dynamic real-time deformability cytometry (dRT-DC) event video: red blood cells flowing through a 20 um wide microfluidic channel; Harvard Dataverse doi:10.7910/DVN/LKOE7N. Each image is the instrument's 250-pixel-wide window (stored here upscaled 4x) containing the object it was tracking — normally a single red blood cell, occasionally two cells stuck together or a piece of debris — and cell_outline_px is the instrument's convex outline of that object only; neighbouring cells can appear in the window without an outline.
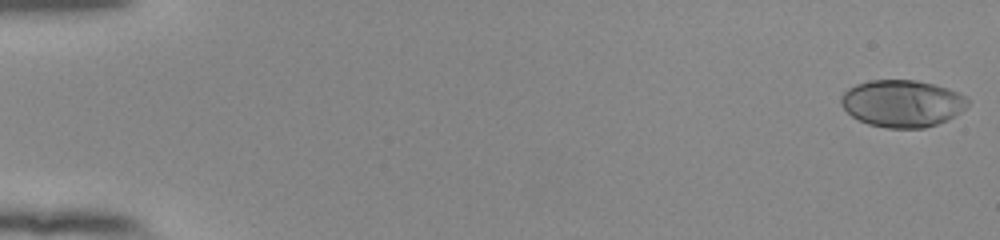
{"species": "human", "species_latin": "Homo sapiens", "temperature_condition": "room temperature", "stored_images_in_passage": 54, "camera_frame_rate_fps": 3000, "um_per_image_px": 0.085, "donor": {"sex": "female"}, "frame": {"image": 1, "passage_image": 1, "time_ms": 0.0, "image_size_px": [1000, 240], "cell_outline_px": [[968, 104], [960, 112], [948, 120], [924, 128], [888, 128], [868, 124], [852, 116], [840, 104], [840, 96], [848, 88], [856, 84], [872, 80], [916, 80], [948, 88], [968, 96]], "centroid_in_image_um": [76.69, 8.79], "position_along_channel_um": 8.3, "area_um2": 34.8}}
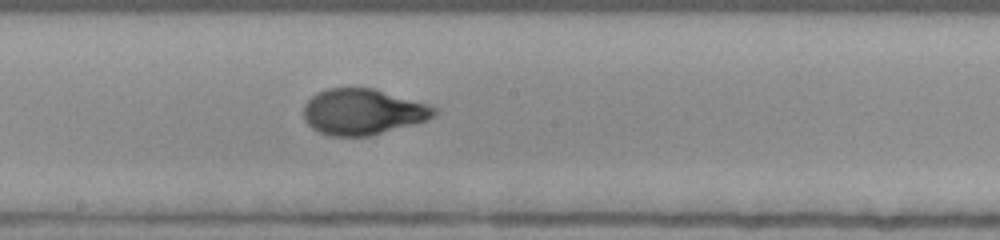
{"frame": {"image": 2, "passage_image": 31, "time_ms": 10.0, "image_size_px": [1000, 240], "cell_outline_px": [[440, 112], [436, 116], [428, 120], [368, 136], [328, 136], [312, 128], [304, 120], [304, 104], [316, 92], [328, 88], [372, 88], [428, 104], [436, 108]], "centroid_in_image_um": [30.84, 9.5], "position_along_channel_um": 217.4, "area_um2": 34.91}}
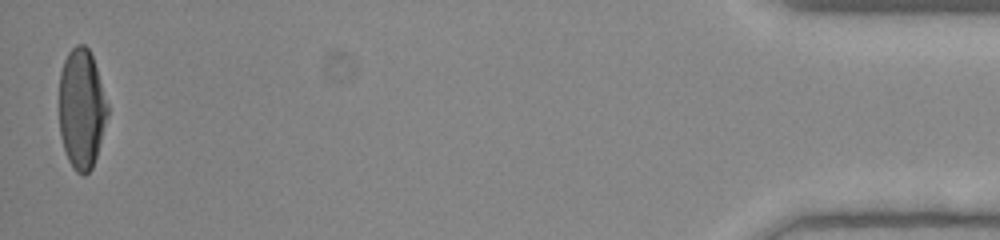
{"frame": {"image": 3, "passage_image": 54, "time_ms": 17.667, "image_size_px": [1000, 240], "cell_outline_px": [[108, 116], [96, 156], [92, 168], [84, 176], [76, 172], [72, 168], [68, 160], [60, 136], [60, 72], [64, 60], [68, 52], [76, 44], [84, 44], [88, 48], [92, 56], [108, 104]], "centroid_in_image_um": [6.93, 9.26], "position_along_channel_um": 428.3, "area_um2": 33.76}, "authors_computed_cell_mechanics": {"area_um2": 34.3621, "velocity_mm_per_s": 3.8556, "shape_relaxation_time_tau1_ms": 5.2099, "shape_relaxation_time_tau2_ms": null, "deformation_change_tau1": 0.2494, "deformation_change_tau2": null}}